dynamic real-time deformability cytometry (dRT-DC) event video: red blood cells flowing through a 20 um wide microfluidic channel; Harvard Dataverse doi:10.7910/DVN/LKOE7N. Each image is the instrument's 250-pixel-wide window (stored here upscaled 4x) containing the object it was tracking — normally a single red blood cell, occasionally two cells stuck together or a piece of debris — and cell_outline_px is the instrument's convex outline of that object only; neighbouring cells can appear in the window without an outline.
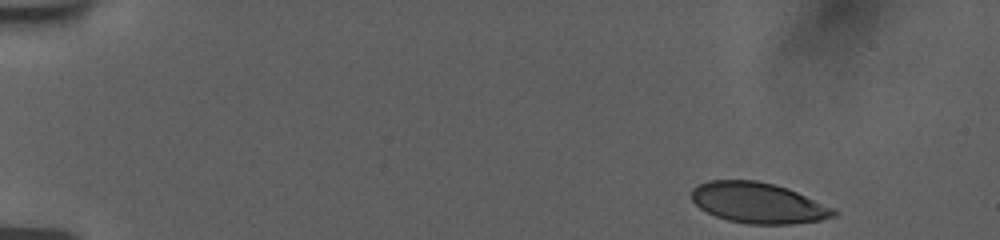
{"species": "human", "species_latin": "Homo sapiens", "temperature_condition": "room temperature", "stored_images_in_passage": 50, "camera_frame_rate_fps": 3000, "um_per_image_px": 0.085, "donor": {"sex": "female"}, "frame": {"image": 1, "passage_image": 1, "time_ms": 0.0, "image_size_px": [1000, 240], "cell_outline_px": [[840, 212], [836, 216], [820, 220], [792, 224], [748, 224], [728, 220], [716, 216], [700, 208], [692, 200], [692, 188], [696, 184], [708, 180], [756, 180], [788, 188], [836, 208]], "centroid_in_image_um": [64.48, 17.24], "position_along_channel_um": 20.5, "area_um2": 33.93}}
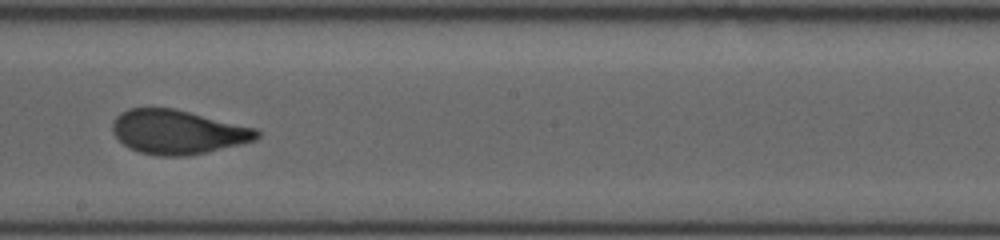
{"frame": {"image": 2, "passage_image": 28, "time_ms": 9.0, "image_size_px": [1000, 240], "cell_outline_px": [[260, 136], [256, 140], [240, 144], [188, 156], [156, 156], [140, 152], [128, 148], [112, 132], [112, 120], [120, 112], [128, 108], [172, 108], [256, 128], [260, 132]], "centroid_in_image_um": [15.07, 11.22], "position_along_channel_um": 233.1, "area_um2": 37.05}}
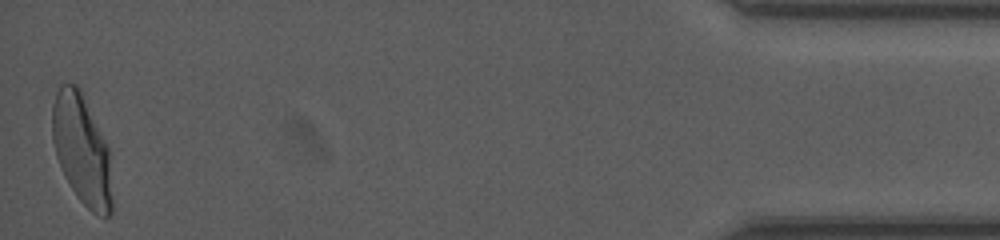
{"frame": {"image": 3, "passage_image": 50, "time_ms": 16.333, "image_size_px": [1000, 240], "cell_outline_px": [[112, 212], [108, 216], [104, 216], [92, 212], [80, 200], [64, 176], [56, 156], [52, 140], [52, 104], [56, 92], [60, 84], [76, 84], [80, 88], [108, 148], [112, 200]], "centroid_in_image_um": [6.92, 12.7], "position_along_channel_um": 428.3, "area_um2": 37.97}, "authors_computed_cell_mechanics": {"area_um2": 37.1076, "velocity_mm_per_s": 3.7419, "shape_relaxation_time_tau1_ms": 6.2346, "shape_relaxation_time_tau2_ms": 0.8066, "deformation_change_tau1": 0.2088, "deformation_change_tau2": 0.0738}}